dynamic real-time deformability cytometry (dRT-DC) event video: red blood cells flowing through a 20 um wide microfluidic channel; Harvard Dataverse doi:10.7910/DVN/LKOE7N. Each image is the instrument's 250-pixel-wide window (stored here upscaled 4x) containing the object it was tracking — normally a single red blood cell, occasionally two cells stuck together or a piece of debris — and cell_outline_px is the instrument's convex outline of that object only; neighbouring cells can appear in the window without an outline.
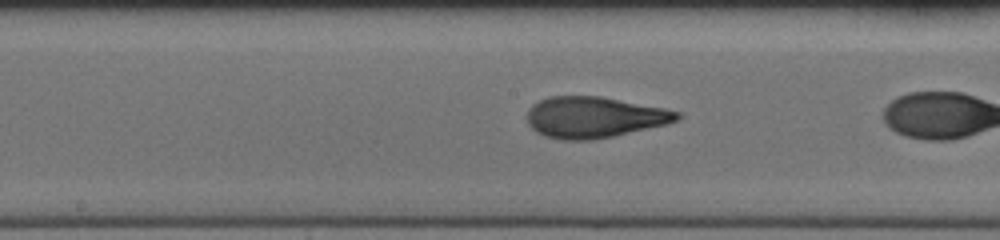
{"species": "human", "species_latin": "Homo sapiens", "temperature_condition": "cold", "stored_images_in_passage": 37, "camera_frame_rate_fps": 3000, "um_per_image_px": 0.085, "donor": {"sex": "female"}, "frame": {"image": 1, "passage_image": 24, "time_ms": 7.667, "image_size_px": [1000, 240], "cell_outline_px": [[680, 116], [676, 120], [668, 124], [612, 136], [592, 140], [560, 140], [544, 136], [536, 132], [528, 124], [528, 108], [532, 104], [548, 96], [600, 96], [664, 108], [680, 112]], "centroid_in_image_um": [50.47, 9.97], "position_along_channel_um": 197.7, "area_um2": 35.89}}
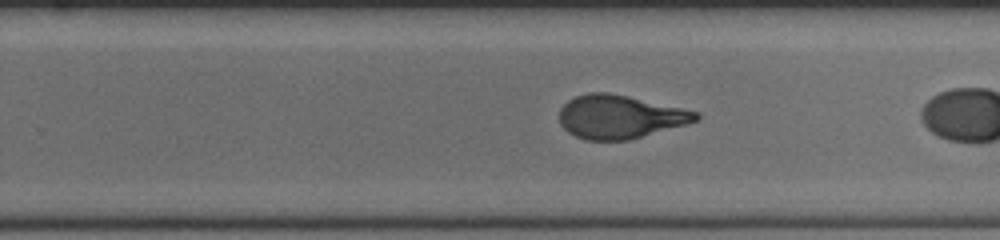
{"frame": {"image": 2, "passage_image": 30, "time_ms": 9.667, "image_size_px": [1000, 240], "cell_outline_px": [[700, 120], [628, 140], [584, 140], [568, 132], [560, 124], [560, 108], [568, 100], [576, 96], [588, 92], [608, 92], [628, 96], [700, 112]], "centroid_in_image_um": [52.68, 9.92], "position_along_channel_um": 277.1, "area_um2": 34.45}}